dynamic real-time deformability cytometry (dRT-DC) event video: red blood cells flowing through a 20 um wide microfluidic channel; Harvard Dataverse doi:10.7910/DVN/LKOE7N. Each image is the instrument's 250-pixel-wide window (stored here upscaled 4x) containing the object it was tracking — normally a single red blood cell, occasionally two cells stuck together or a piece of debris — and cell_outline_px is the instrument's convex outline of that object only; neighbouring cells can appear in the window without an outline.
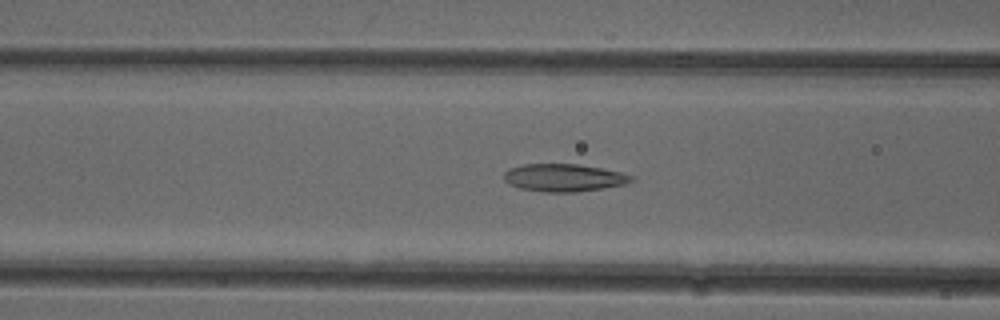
{"species": "common noctule bat (a hibernating species)", "species_latin": "Nyctalus noctula", "temperature_condition": "cold", "stored_images_in_passage": 52, "camera_frame_rate_fps": 3000, "um_per_image_px": 0.085, "animal": {"sex": "female"}, "frame": {"image": 1, "passage_image": 20, "time_ms": 6.333, "image_size_px": [1000, 320], "cell_outline_px": [[636, 180], [624, 184], [604, 188], [572, 192], [544, 192], [520, 188], [508, 184], [504, 180], [504, 172], [508, 168], [524, 164], [580, 164], [620, 172], [632, 176]], "centroid_in_image_um": [47.9, 15.1], "position_along_channel_um": 118.7, "area_um2": 20.52}}
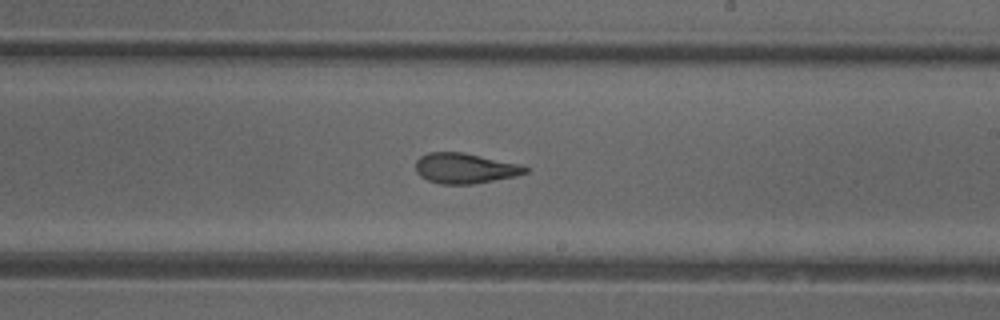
{"frame": {"image": 2, "passage_image": 30, "time_ms": 9.667, "image_size_px": [1000, 320], "cell_outline_px": [[532, 168], [528, 172], [516, 176], [472, 184], [440, 184], [428, 180], [420, 176], [416, 172], [416, 160], [420, 156], [428, 152], [464, 152], [520, 164]], "centroid_in_image_um": [39.54, 14.3], "position_along_channel_um": 249.5, "area_um2": 19.54}}
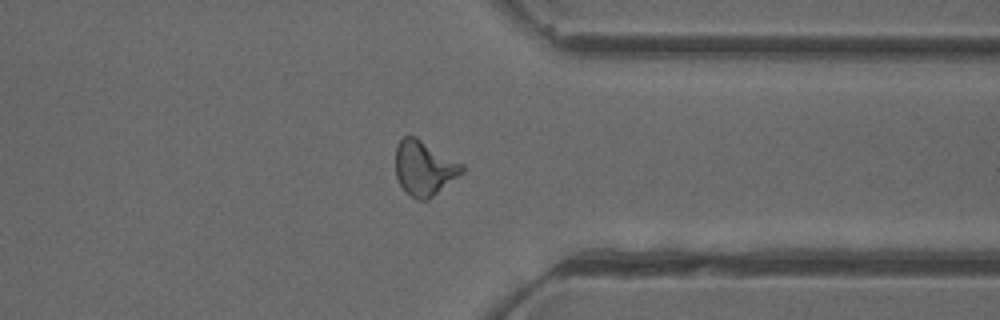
{"frame": {"image": 3, "passage_image": 40, "time_ms": 13.0, "image_size_px": [1000, 320], "cell_outline_px": [[464, 172], [428, 200], [416, 200], [404, 192], [396, 176], [396, 148], [400, 140], [404, 136], [416, 136], [464, 164]], "centroid_in_image_um": [36.06, 14.3], "position_along_channel_um": 375.3, "area_um2": 21.39}, "authors_computed_cell_mechanics": {"area_um2": 20.5768, "velocity_mm_per_s": 3.9186, "shape_relaxation_time_tau1_ms": null, "shape_relaxation_time_tau2_ms": 1.9447, "deformation_change_tau1": null, "deformation_change_tau2": 0.1015}}